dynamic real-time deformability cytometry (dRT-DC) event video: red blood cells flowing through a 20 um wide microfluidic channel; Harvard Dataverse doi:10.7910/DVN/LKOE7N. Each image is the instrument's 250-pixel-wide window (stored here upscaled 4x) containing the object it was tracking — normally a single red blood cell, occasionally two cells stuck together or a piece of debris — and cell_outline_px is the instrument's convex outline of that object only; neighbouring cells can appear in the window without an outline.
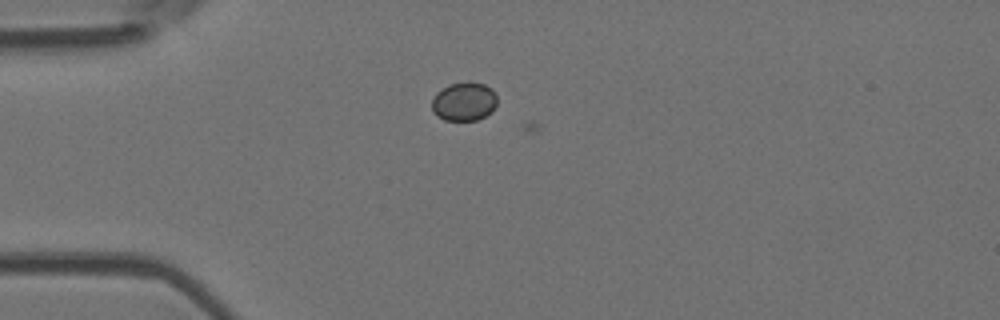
{"species": "Egyptian fruit bat (a non-hibernating species)", "species_latin": "Rousettus aegyptiacus", "temperature_condition": "room temperature", "stored_images_in_passage": 6, "camera_frame_rate_fps": 3000, "um_per_image_px": 0.085, "animal": {"sex": "female"}, "frame": {"image": 1, "passage_image": 5, "time_ms": 4.667, "image_size_px": [1000, 320], "cell_outline_px": [[496, 104], [492, 112], [476, 120], [444, 120], [436, 116], [432, 112], [432, 100], [436, 92], [448, 84], [484, 84], [492, 88], [496, 92]], "centroid_in_image_um": [39.43, 8.66], "position_along_channel_um": 45.6, "area_um2": 14.57}}